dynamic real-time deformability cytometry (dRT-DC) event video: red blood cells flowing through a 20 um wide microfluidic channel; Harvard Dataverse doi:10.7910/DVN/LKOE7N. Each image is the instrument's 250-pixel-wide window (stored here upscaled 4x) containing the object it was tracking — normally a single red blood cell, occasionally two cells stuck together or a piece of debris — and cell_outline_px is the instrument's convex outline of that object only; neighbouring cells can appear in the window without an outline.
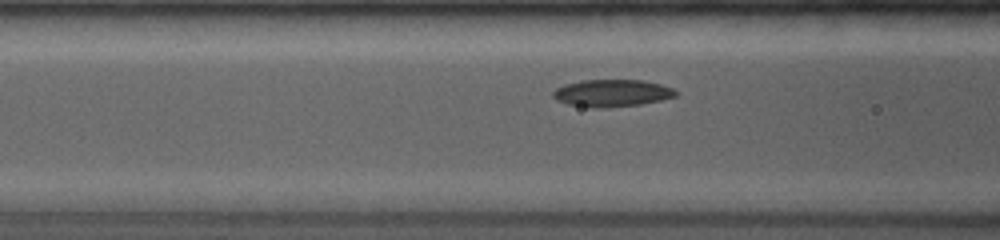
{"species": "common noctule bat (a hibernating species)", "species_latin": "Nyctalus noctula", "temperature_condition": "room temperature", "stored_images_in_passage": 28, "camera_frame_rate_fps": 4000, "um_per_image_px": 0.085, "animal": {"sex": "female", "body_mass_g": 19.0, "forearm_length_mm": 53.3}, "frame": {"image": 1, "passage_image": 16, "time_ms": 2.5, "image_size_px": [1000, 240], "cell_outline_px": [[676, 96], [660, 100], [640, 104], [604, 108], [592, 108], [568, 104], [556, 100], [552, 96], [552, 92], [556, 88], [564, 84], [580, 80], [644, 80], [660, 84], [672, 88], [676, 92]], "centroid_in_image_um": [51.96, 7.91], "position_along_channel_um": 114.6, "area_um2": 19.48}}